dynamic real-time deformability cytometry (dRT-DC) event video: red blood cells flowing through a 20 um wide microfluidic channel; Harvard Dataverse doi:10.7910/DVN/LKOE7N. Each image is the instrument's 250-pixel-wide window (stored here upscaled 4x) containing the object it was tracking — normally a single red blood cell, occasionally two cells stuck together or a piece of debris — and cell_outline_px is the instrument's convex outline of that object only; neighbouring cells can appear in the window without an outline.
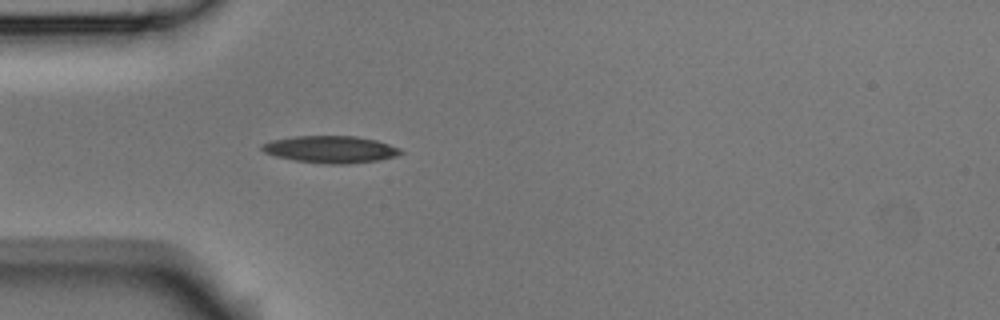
{"species": "Egyptian fruit bat (a non-hibernating species)", "species_latin": "Rousettus aegyptiacus", "temperature_condition": "room temperature", "stored_images_in_passage": 5, "camera_frame_rate_fps": 3000, "um_per_image_px": 0.085, "animal": {"sex": "male"}, "frame": {"image": 1, "passage_image": 5, "time_ms": 1.333, "image_size_px": [1000, 320], "cell_outline_px": [[404, 152], [396, 156], [376, 160], [344, 164], [332, 164], [296, 160], [276, 156], [264, 152], [260, 148], [260, 144], [272, 140], [292, 136], [356, 136], [376, 140], [400, 148]], "centroid_in_image_um": [28.08, 12.68], "position_along_channel_um": 56.9, "area_um2": 21.68}}